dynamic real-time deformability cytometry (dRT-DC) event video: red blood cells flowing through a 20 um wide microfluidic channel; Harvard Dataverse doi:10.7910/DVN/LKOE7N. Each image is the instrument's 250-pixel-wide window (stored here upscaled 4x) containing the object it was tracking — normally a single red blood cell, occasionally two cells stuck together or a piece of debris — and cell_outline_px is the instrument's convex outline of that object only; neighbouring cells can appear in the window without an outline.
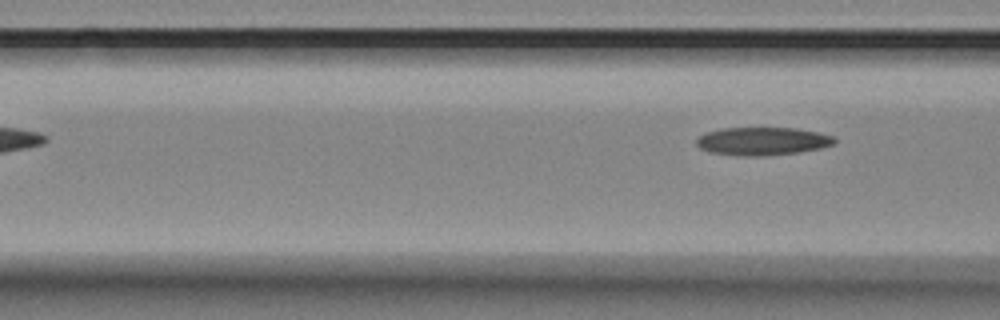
{"species": "Egyptian fruit bat (a non-hibernating species)", "species_latin": "Rousettus aegyptiacus", "temperature_condition": "room temperature", "stored_images_in_passage": 4, "segment_of_instrument_passage": [2, 2], "camera_frame_rate_fps": 3000, "um_per_image_px": 0.085, "animal": {"sex": "female"}, "frame": {"image": 1, "passage_image": 4, "time_ms": 1.0, "image_size_px": [1000, 320], "cell_outline_px": [[836, 144], [820, 148], [800, 152], [768, 156], [740, 156], [708, 152], [700, 148], [696, 144], [696, 140], [700, 136], [708, 132], [720, 128], [796, 128], [816, 132], [832, 136], [836, 140]], "centroid_in_image_um": [64.8, 12.01], "position_along_channel_um": 101.8, "area_um2": 22.66}}